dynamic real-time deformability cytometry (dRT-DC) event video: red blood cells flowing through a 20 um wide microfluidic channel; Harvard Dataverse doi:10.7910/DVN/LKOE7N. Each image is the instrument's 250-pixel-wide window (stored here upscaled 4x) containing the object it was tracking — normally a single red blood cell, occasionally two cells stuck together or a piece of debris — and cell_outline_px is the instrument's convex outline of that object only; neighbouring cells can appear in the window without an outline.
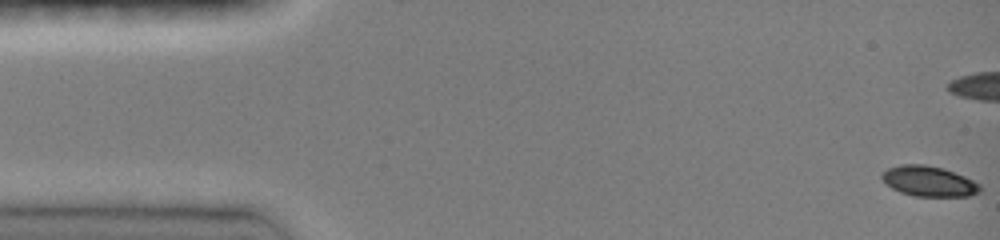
{"species": "common noctule bat (a hibernating species)", "species_latin": "Nyctalus noctula", "temperature_condition": "room temperature", "stored_images_in_passage": 48, "camera_frame_rate_fps": 3000, "um_per_image_px": 0.085, "animal": {"sex": "female", "body_mass_g": 19.0, "forearm_length_mm": 51.5}, "frame": {"image": 1, "passage_image": 1, "time_ms": 0.0, "image_size_px": [1000, 240], "cell_outline_px": [[980, 192], [968, 196], [916, 196], [900, 192], [892, 188], [880, 176], [888, 168], [900, 164], [924, 164], [944, 168], [964, 176], [980, 184]], "centroid_in_image_um": [78.96, 15.4], "position_along_channel_um": 6.0, "area_um2": 17.22}}
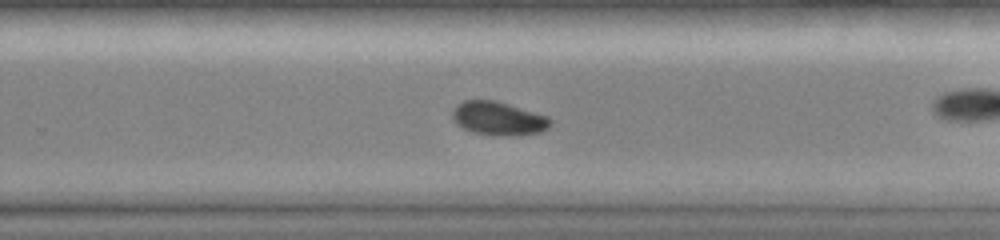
{"frame": {"image": 2, "passage_image": 31, "time_ms": 10.0, "image_size_px": [1000, 240], "cell_outline_px": [[552, 124], [548, 128], [540, 132], [512, 136], [508, 136], [472, 132], [456, 124], [452, 120], [452, 112], [456, 104], [464, 100], [496, 100], [548, 116], [552, 120]], "centroid_in_image_um": [42.36, 10.06], "position_along_channel_um": 287.4, "area_um2": 19.25}}
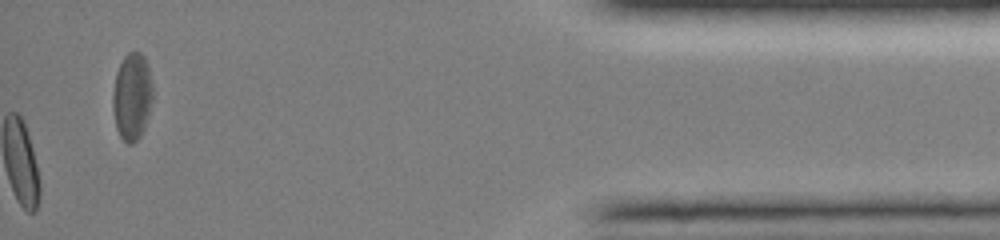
{"frame": {"image": 3, "passage_image": 48, "time_ms": 15.667, "image_size_px": [1000, 240], "cell_outline_px": [[152, 100], [144, 128], [140, 136], [132, 144], [128, 144], [120, 136], [116, 128], [112, 108], [112, 92], [116, 72], [124, 56], [128, 52], [140, 52], [144, 56], [148, 68], [152, 84]], "centroid_in_image_um": [11.2, 8.2], "position_along_channel_um": 424.0, "area_um2": 20.29}, "authors_computed_cell_mechanics": {"area_um2": 18.785, "velocity_mm_per_s": 4.1018, "shape_relaxation_time_tau1_ms": 4.0322, "shape_relaxation_time_tau2_ms": null, "deformation_change_tau1": 0.1164, "deformation_change_tau2": null}}